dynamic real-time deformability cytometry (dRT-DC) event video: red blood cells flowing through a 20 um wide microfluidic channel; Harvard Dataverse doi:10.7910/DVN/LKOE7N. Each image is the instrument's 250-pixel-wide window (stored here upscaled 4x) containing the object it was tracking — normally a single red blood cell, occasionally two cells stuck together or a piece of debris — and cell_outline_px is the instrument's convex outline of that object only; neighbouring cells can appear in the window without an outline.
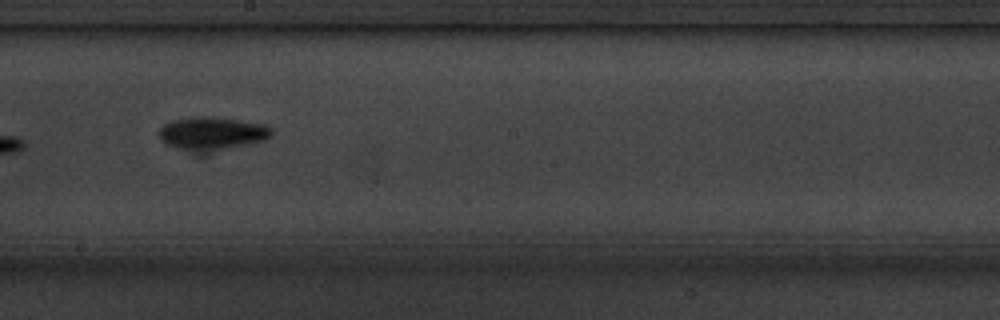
{"species": "common noctule bat (a hibernating species)", "species_latin": "Nyctalus noctula", "temperature_condition": "cold", "stored_images_in_passage": 15, "camera_frame_rate_fps": 3000, "um_per_image_px": 0.085, "animal": {"sex": "male", "body_mass_g": 20.1, "forearm_length_mm": 53.5}, "frame": {"image": 1, "passage_image": 9, "time_ms": 10.0, "image_size_px": [1000, 320], "cell_outline_px": [[272, 136], [264, 140], [228, 148], [176, 148], [164, 144], [160, 140], [160, 128], [164, 124], [172, 120], [192, 116], [208, 116], [240, 120], [264, 124], [272, 128]], "centroid_in_image_um": [18.03, 11.27], "position_along_channel_um": 230.2, "area_um2": 20.92}}
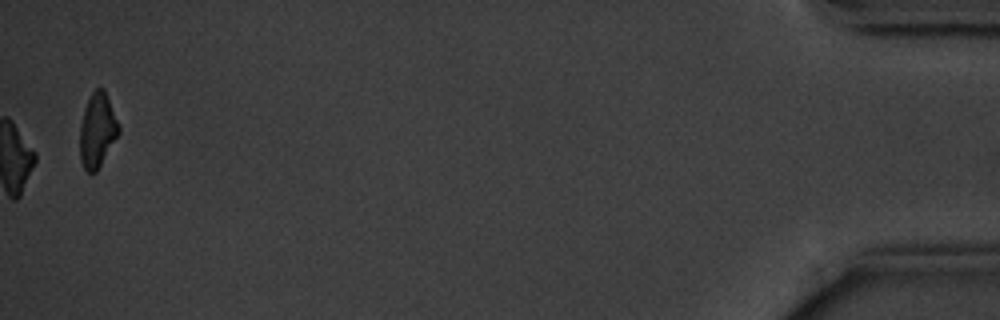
{"frame": {"image": 2, "passage_image": 15, "time_ms": 18.0, "image_size_px": [1000, 320], "cell_outline_px": [[120, 132], [96, 172], [88, 172], [84, 168], [80, 160], [80, 124], [84, 108], [92, 92], [96, 88], [104, 88], [120, 124]], "centroid_in_image_um": [8.28, 11.06], "position_along_channel_um": 426.9, "area_um2": 16.88}, "authors_computed_cell_mechanics": {"area_um2": 18.7272, "velocity_mm_per_s": 3.5855, "shape_relaxation_time_tau1_ms": 2.3566, "shape_relaxation_time_tau2_ms": null, "deformation_change_tau1": 0.087, "deformation_change_tau2": null}}